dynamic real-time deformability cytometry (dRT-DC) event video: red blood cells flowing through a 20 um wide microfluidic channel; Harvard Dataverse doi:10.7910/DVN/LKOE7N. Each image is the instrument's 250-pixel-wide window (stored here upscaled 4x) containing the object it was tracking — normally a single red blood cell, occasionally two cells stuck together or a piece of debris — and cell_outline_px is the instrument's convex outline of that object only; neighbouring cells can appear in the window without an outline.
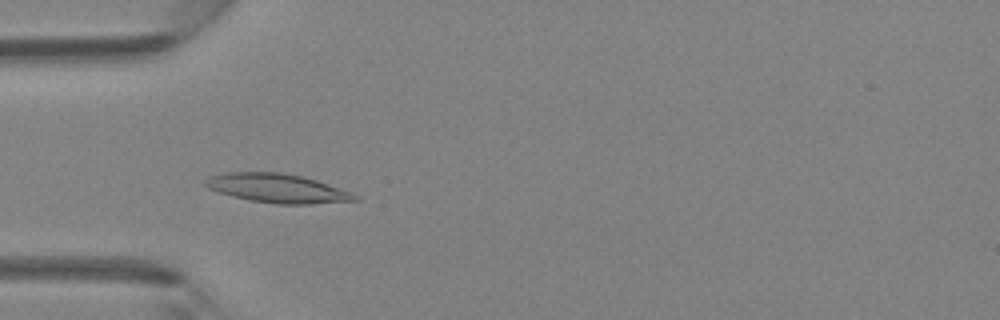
{"species": "Egyptian fruit bat (a non-hibernating species)", "species_latin": "Rousettus aegyptiacus", "temperature_condition": "room temperature", "stored_images_in_passage": 41, "camera_frame_rate_fps": 3000, "um_per_image_px": 0.085, "animal": {"sex": "female"}, "frame": {"image": 1, "passage_image": 12, "time_ms": 3.667, "image_size_px": [1000, 320], "cell_outline_px": [[360, 200], [312, 204], [276, 204], [252, 200], [232, 196], [208, 188], [204, 184], [204, 180], [208, 176], [228, 172], [280, 172], [304, 176], [352, 192], [360, 196]], "centroid_in_image_um": [23.61, 16.0], "position_along_channel_um": 61.4, "area_um2": 25.32}}
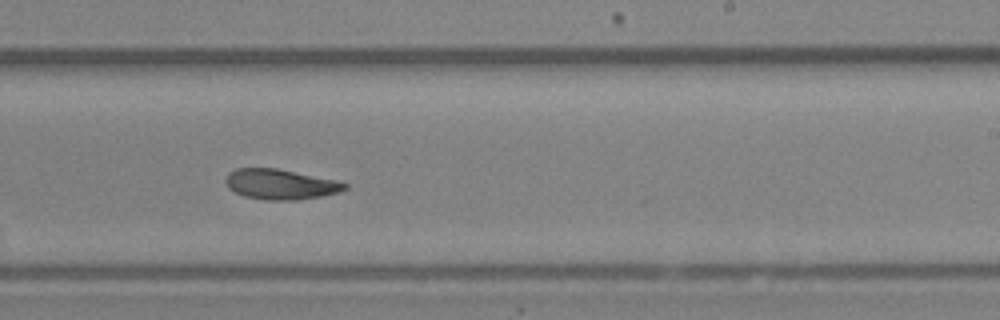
{"frame": {"image": 2, "passage_image": 25, "time_ms": 8.0, "image_size_px": [1000, 320], "cell_outline_px": [[348, 188], [340, 192], [324, 196], [296, 200], [264, 200], [244, 196], [228, 188], [224, 180], [228, 172], [236, 168], [276, 168], [336, 180], [348, 184]], "centroid_in_image_um": [23.83, 15.67], "position_along_channel_um": 265.2, "area_um2": 21.15}}
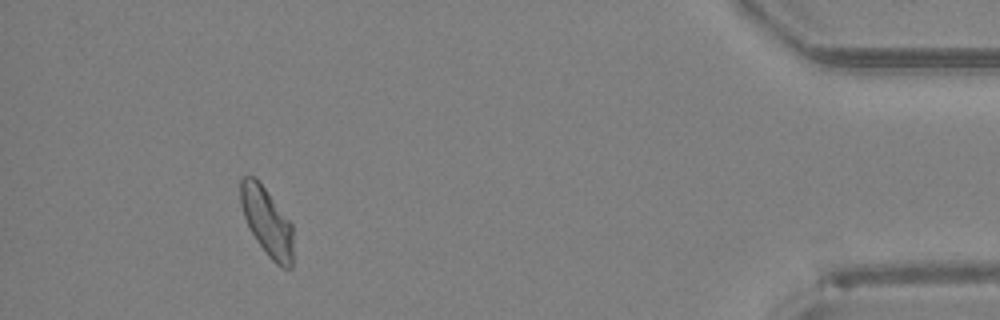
{"frame": {"image": 3, "passage_image": 38, "time_ms": 12.333, "image_size_px": [1000, 320], "cell_outline_px": [[292, 268], [284, 268], [276, 264], [268, 256], [256, 240], [248, 228], [240, 204], [240, 180], [244, 176], [256, 176], [292, 224]], "centroid_in_image_um": [22.66, 18.82], "position_along_channel_um": 412.5, "area_um2": 20.98}}